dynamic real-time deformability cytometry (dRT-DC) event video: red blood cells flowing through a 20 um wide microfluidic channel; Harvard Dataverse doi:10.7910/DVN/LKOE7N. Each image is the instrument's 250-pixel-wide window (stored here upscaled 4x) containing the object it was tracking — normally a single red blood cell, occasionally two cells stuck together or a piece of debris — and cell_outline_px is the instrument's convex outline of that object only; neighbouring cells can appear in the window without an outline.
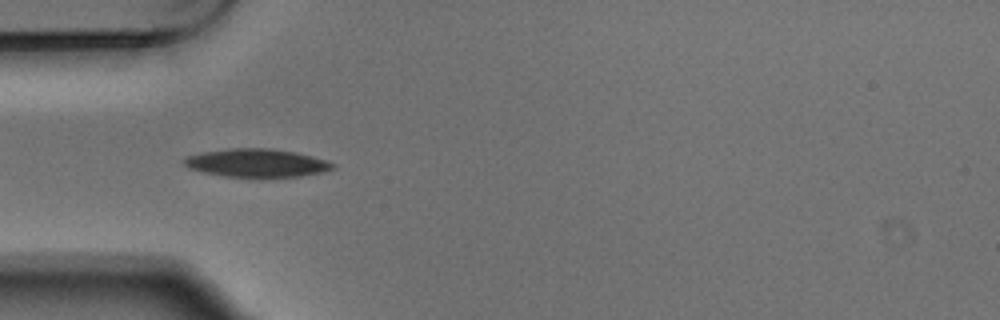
{"species": "Egyptian fruit bat (a non-hibernating species)", "species_latin": "Rousettus aegyptiacus", "temperature_condition": "warm", "stored_images_in_passage": 8, "camera_frame_rate_fps": 3000, "um_per_image_px": 0.085, "animal": {"sex": "male"}, "frame": {"image": 1, "passage_image": 5, "time_ms": 1.333, "image_size_px": [1000, 320], "cell_outline_px": [[336, 168], [324, 172], [300, 176], [224, 176], [204, 172], [188, 168], [180, 160], [184, 156], [200, 152], [228, 148], [272, 148], [296, 152], [312, 156], [336, 164]], "centroid_in_image_um": [21.78, 13.83], "position_along_channel_um": 63.2, "area_um2": 24.51}}
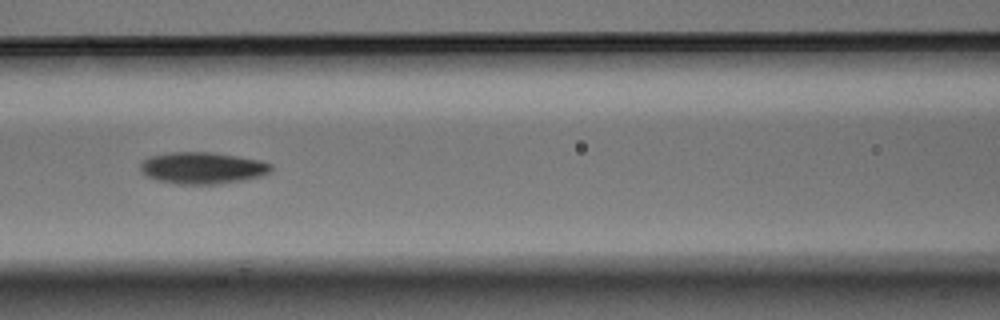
{"frame": {"image": 2, "passage_image": 7, "time_ms": 2.0, "image_size_px": [1000, 320], "cell_outline_px": [[272, 168], [268, 172], [260, 176], [244, 180], [224, 184], [176, 184], [156, 180], [148, 176], [140, 168], [140, 164], [144, 160], [152, 156], [172, 152], [212, 152], [260, 160], [272, 164]], "centroid_in_image_um": [17.23, 14.28], "position_along_channel_um": 149.4, "area_um2": 24.04}}
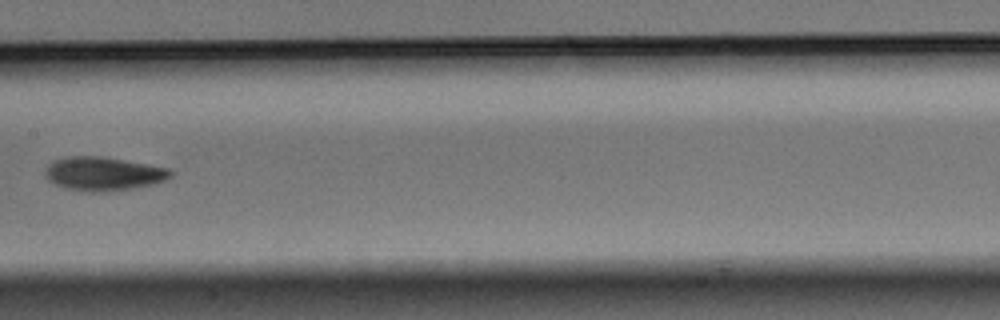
{"frame": {"image": 3, "passage_image": 8, "time_ms": 2.333, "image_size_px": [1000, 320], "cell_outline_px": [[172, 176], [164, 180], [152, 184], [128, 188], [100, 192], [88, 192], [64, 188], [48, 180], [44, 176], [44, 172], [48, 164], [52, 160], [68, 156], [100, 156], [148, 164], [168, 168], [172, 172]], "centroid_in_image_um": [8.72, 14.75], "position_along_channel_um": 198.7, "area_um2": 24.51}}